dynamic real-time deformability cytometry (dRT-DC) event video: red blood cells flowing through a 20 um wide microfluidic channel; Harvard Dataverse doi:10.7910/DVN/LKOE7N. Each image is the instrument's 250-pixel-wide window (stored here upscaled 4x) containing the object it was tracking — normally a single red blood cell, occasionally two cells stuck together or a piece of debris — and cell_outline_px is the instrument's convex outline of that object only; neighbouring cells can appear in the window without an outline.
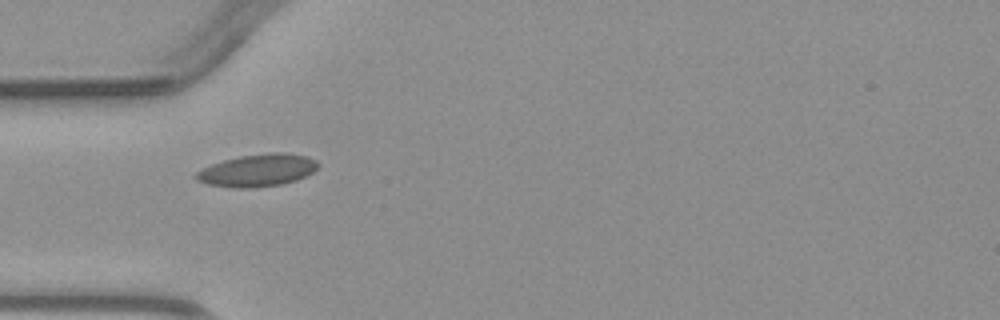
{"species": "common noctule bat (a hibernating species)", "species_latin": "Nyctalus noctula", "temperature_condition": "warm", "stored_images_in_passage": 1, "camera_frame_rate_fps": 3000, "um_per_image_px": 0.085, "animal": {"sex": "male", "body_mass_g": 23.1, "forearm_length_mm": 52.7}, "frame": {"image": 1, "passage_image": 1, "time_ms": 0.0, "image_size_px": [1000, 320], "cell_outline_px": [[320, 164], [312, 172], [296, 180], [280, 184], [252, 188], [232, 188], [208, 184], [196, 180], [192, 176], [196, 172], [212, 164], [224, 160], [240, 156], [272, 152], [284, 152], [308, 156], [316, 160]], "centroid_in_image_um": [21.88, 14.48], "position_along_channel_um": 63.1, "area_um2": 23.0}}